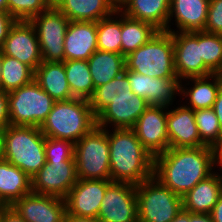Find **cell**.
<instances>
[{
    "label": "cell",
    "instance_id": "1",
    "mask_svg": "<svg viewBox=\"0 0 222 222\" xmlns=\"http://www.w3.org/2000/svg\"><path fill=\"white\" fill-rule=\"evenodd\" d=\"M214 149L209 146L169 148L154 157L153 176L183 197L215 171Z\"/></svg>",
    "mask_w": 222,
    "mask_h": 222
},
{
    "label": "cell",
    "instance_id": "2",
    "mask_svg": "<svg viewBox=\"0 0 222 222\" xmlns=\"http://www.w3.org/2000/svg\"><path fill=\"white\" fill-rule=\"evenodd\" d=\"M108 142L111 181L137 186L153 176L154 157L143 147L131 128L108 129Z\"/></svg>",
    "mask_w": 222,
    "mask_h": 222
},
{
    "label": "cell",
    "instance_id": "3",
    "mask_svg": "<svg viewBox=\"0 0 222 222\" xmlns=\"http://www.w3.org/2000/svg\"><path fill=\"white\" fill-rule=\"evenodd\" d=\"M95 126L96 116L89 101L73 98L55 101L40 130L45 137L70 140L75 144Z\"/></svg>",
    "mask_w": 222,
    "mask_h": 222
},
{
    "label": "cell",
    "instance_id": "4",
    "mask_svg": "<svg viewBox=\"0 0 222 222\" xmlns=\"http://www.w3.org/2000/svg\"><path fill=\"white\" fill-rule=\"evenodd\" d=\"M45 141L40 127L9 124L4 129L3 159L32 178L45 165Z\"/></svg>",
    "mask_w": 222,
    "mask_h": 222
},
{
    "label": "cell",
    "instance_id": "5",
    "mask_svg": "<svg viewBox=\"0 0 222 222\" xmlns=\"http://www.w3.org/2000/svg\"><path fill=\"white\" fill-rule=\"evenodd\" d=\"M127 70L154 78H178L174 67L172 34L158 31L147 43L125 57Z\"/></svg>",
    "mask_w": 222,
    "mask_h": 222
},
{
    "label": "cell",
    "instance_id": "6",
    "mask_svg": "<svg viewBox=\"0 0 222 222\" xmlns=\"http://www.w3.org/2000/svg\"><path fill=\"white\" fill-rule=\"evenodd\" d=\"M78 179L110 180L108 129L95 126L75 143Z\"/></svg>",
    "mask_w": 222,
    "mask_h": 222
},
{
    "label": "cell",
    "instance_id": "7",
    "mask_svg": "<svg viewBox=\"0 0 222 222\" xmlns=\"http://www.w3.org/2000/svg\"><path fill=\"white\" fill-rule=\"evenodd\" d=\"M7 94L10 125L40 127L55 102L35 80Z\"/></svg>",
    "mask_w": 222,
    "mask_h": 222
},
{
    "label": "cell",
    "instance_id": "8",
    "mask_svg": "<svg viewBox=\"0 0 222 222\" xmlns=\"http://www.w3.org/2000/svg\"><path fill=\"white\" fill-rule=\"evenodd\" d=\"M138 222H171L183 208L182 197L152 176L136 186Z\"/></svg>",
    "mask_w": 222,
    "mask_h": 222
},
{
    "label": "cell",
    "instance_id": "9",
    "mask_svg": "<svg viewBox=\"0 0 222 222\" xmlns=\"http://www.w3.org/2000/svg\"><path fill=\"white\" fill-rule=\"evenodd\" d=\"M42 61H64V38L70 20L55 6L33 17Z\"/></svg>",
    "mask_w": 222,
    "mask_h": 222
},
{
    "label": "cell",
    "instance_id": "10",
    "mask_svg": "<svg viewBox=\"0 0 222 222\" xmlns=\"http://www.w3.org/2000/svg\"><path fill=\"white\" fill-rule=\"evenodd\" d=\"M97 218L101 222H138L136 186L112 181L106 188Z\"/></svg>",
    "mask_w": 222,
    "mask_h": 222
},
{
    "label": "cell",
    "instance_id": "11",
    "mask_svg": "<svg viewBox=\"0 0 222 222\" xmlns=\"http://www.w3.org/2000/svg\"><path fill=\"white\" fill-rule=\"evenodd\" d=\"M174 44V67L181 81L214 74L201 57V31L170 32Z\"/></svg>",
    "mask_w": 222,
    "mask_h": 222
},
{
    "label": "cell",
    "instance_id": "12",
    "mask_svg": "<svg viewBox=\"0 0 222 222\" xmlns=\"http://www.w3.org/2000/svg\"><path fill=\"white\" fill-rule=\"evenodd\" d=\"M76 161H46L31 178L32 192L65 199L77 182Z\"/></svg>",
    "mask_w": 222,
    "mask_h": 222
},
{
    "label": "cell",
    "instance_id": "13",
    "mask_svg": "<svg viewBox=\"0 0 222 222\" xmlns=\"http://www.w3.org/2000/svg\"><path fill=\"white\" fill-rule=\"evenodd\" d=\"M131 129L153 157L169 149L166 106L150 105Z\"/></svg>",
    "mask_w": 222,
    "mask_h": 222
},
{
    "label": "cell",
    "instance_id": "14",
    "mask_svg": "<svg viewBox=\"0 0 222 222\" xmlns=\"http://www.w3.org/2000/svg\"><path fill=\"white\" fill-rule=\"evenodd\" d=\"M1 52L18 59L35 72L42 63V57L34 25L30 21L17 20L9 31Z\"/></svg>",
    "mask_w": 222,
    "mask_h": 222
},
{
    "label": "cell",
    "instance_id": "15",
    "mask_svg": "<svg viewBox=\"0 0 222 222\" xmlns=\"http://www.w3.org/2000/svg\"><path fill=\"white\" fill-rule=\"evenodd\" d=\"M134 94L145 98L149 105H173L176 96L180 93V80L178 78H154L136 73L125 68Z\"/></svg>",
    "mask_w": 222,
    "mask_h": 222
},
{
    "label": "cell",
    "instance_id": "16",
    "mask_svg": "<svg viewBox=\"0 0 222 222\" xmlns=\"http://www.w3.org/2000/svg\"><path fill=\"white\" fill-rule=\"evenodd\" d=\"M111 182L77 179L65 198L66 214L97 218L106 188Z\"/></svg>",
    "mask_w": 222,
    "mask_h": 222
},
{
    "label": "cell",
    "instance_id": "17",
    "mask_svg": "<svg viewBox=\"0 0 222 222\" xmlns=\"http://www.w3.org/2000/svg\"><path fill=\"white\" fill-rule=\"evenodd\" d=\"M150 105L145 98L134 96H120L111 100L96 116V126L104 129L132 128L138 118Z\"/></svg>",
    "mask_w": 222,
    "mask_h": 222
},
{
    "label": "cell",
    "instance_id": "18",
    "mask_svg": "<svg viewBox=\"0 0 222 222\" xmlns=\"http://www.w3.org/2000/svg\"><path fill=\"white\" fill-rule=\"evenodd\" d=\"M26 222H64L65 199L31 192L12 205Z\"/></svg>",
    "mask_w": 222,
    "mask_h": 222
},
{
    "label": "cell",
    "instance_id": "19",
    "mask_svg": "<svg viewBox=\"0 0 222 222\" xmlns=\"http://www.w3.org/2000/svg\"><path fill=\"white\" fill-rule=\"evenodd\" d=\"M178 104L167 107V135L169 148H188L206 146L200 139L194 110ZM170 109V110H169Z\"/></svg>",
    "mask_w": 222,
    "mask_h": 222
},
{
    "label": "cell",
    "instance_id": "20",
    "mask_svg": "<svg viewBox=\"0 0 222 222\" xmlns=\"http://www.w3.org/2000/svg\"><path fill=\"white\" fill-rule=\"evenodd\" d=\"M209 3L210 0H170L167 32L204 31ZM171 23L177 28L172 29Z\"/></svg>",
    "mask_w": 222,
    "mask_h": 222
},
{
    "label": "cell",
    "instance_id": "21",
    "mask_svg": "<svg viewBox=\"0 0 222 222\" xmlns=\"http://www.w3.org/2000/svg\"><path fill=\"white\" fill-rule=\"evenodd\" d=\"M97 49V22L70 21L64 38V60H88Z\"/></svg>",
    "mask_w": 222,
    "mask_h": 222
},
{
    "label": "cell",
    "instance_id": "22",
    "mask_svg": "<svg viewBox=\"0 0 222 222\" xmlns=\"http://www.w3.org/2000/svg\"><path fill=\"white\" fill-rule=\"evenodd\" d=\"M221 84L222 80L217 74H211L204 77L186 78L180 81L179 96L183 99L186 98V103L183 102V105L194 111L213 108ZM186 85L192 86L187 87Z\"/></svg>",
    "mask_w": 222,
    "mask_h": 222
},
{
    "label": "cell",
    "instance_id": "23",
    "mask_svg": "<svg viewBox=\"0 0 222 222\" xmlns=\"http://www.w3.org/2000/svg\"><path fill=\"white\" fill-rule=\"evenodd\" d=\"M118 9L130 18L150 23L159 31H167L170 0H124Z\"/></svg>",
    "mask_w": 222,
    "mask_h": 222
},
{
    "label": "cell",
    "instance_id": "24",
    "mask_svg": "<svg viewBox=\"0 0 222 222\" xmlns=\"http://www.w3.org/2000/svg\"><path fill=\"white\" fill-rule=\"evenodd\" d=\"M221 195L222 179L214 172L182 197L183 209L191 213L210 214Z\"/></svg>",
    "mask_w": 222,
    "mask_h": 222
},
{
    "label": "cell",
    "instance_id": "25",
    "mask_svg": "<svg viewBox=\"0 0 222 222\" xmlns=\"http://www.w3.org/2000/svg\"><path fill=\"white\" fill-rule=\"evenodd\" d=\"M70 21L98 22L117 9L112 0H60L55 6Z\"/></svg>",
    "mask_w": 222,
    "mask_h": 222
},
{
    "label": "cell",
    "instance_id": "26",
    "mask_svg": "<svg viewBox=\"0 0 222 222\" xmlns=\"http://www.w3.org/2000/svg\"><path fill=\"white\" fill-rule=\"evenodd\" d=\"M31 192V178L15 165L0 160V206H12Z\"/></svg>",
    "mask_w": 222,
    "mask_h": 222
},
{
    "label": "cell",
    "instance_id": "27",
    "mask_svg": "<svg viewBox=\"0 0 222 222\" xmlns=\"http://www.w3.org/2000/svg\"><path fill=\"white\" fill-rule=\"evenodd\" d=\"M34 80L55 101L73 99L63 62H45L36 68Z\"/></svg>",
    "mask_w": 222,
    "mask_h": 222
},
{
    "label": "cell",
    "instance_id": "28",
    "mask_svg": "<svg viewBox=\"0 0 222 222\" xmlns=\"http://www.w3.org/2000/svg\"><path fill=\"white\" fill-rule=\"evenodd\" d=\"M88 65L94 88L108 83L125 71V56L108 51L96 50L89 58Z\"/></svg>",
    "mask_w": 222,
    "mask_h": 222
},
{
    "label": "cell",
    "instance_id": "29",
    "mask_svg": "<svg viewBox=\"0 0 222 222\" xmlns=\"http://www.w3.org/2000/svg\"><path fill=\"white\" fill-rule=\"evenodd\" d=\"M158 31L152 24L130 18L121 12V54L126 57L147 43Z\"/></svg>",
    "mask_w": 222,
    "mask_h": 222
},
{
    "label": "cell",
    "instance_id": "30",
    "mask_svg": "<svg viewBox=\"0 0 222 222\" xmlns=\"http://www.w3.org/2000/svg\"><path fill=\"white\" fill-rule=\"evenodd\" d=\"M63 63L73 97L89 100L95 88L88 60H64Z\"/></svg>",
    "mask_w": 222,
    "mask_h": 222
},
{
    "label": "cell",
    "instance_id": "31",
    "mask_svg": "<svg viewBox=\"0 0 222 222\" xmlns=\"http://www.w3.org/2000/svg\"><path fill=\"white\" fill-rule=\"evenodd\" d=\"M134 95L128 76L123 72L108 83L96 87L88 101L93 114L97 116L115 97Z\"/></svg>",
    "mask_w": 222,
    "mask_h": 222
},
{
    "label": "cell",
    "instance_id": "32",
    "mask_svg": "<svg viewBox=\"0 0 222 222\" xmlns=\"http://www.w3.org/2000/svg\"><path fill=\"white\" fill-rule=\"evenodd\" d=\"M35 72L16 58L2 54L1 89L9 93L34 80Z\"/></svg>",
    "mask_w": 222,
    "mask_h": 222
},
{
    "label": "cell",
    "instance_id": "33",
    "mask_svg": "<svg viewBox=\"0 0 222 222\" xmlns=\"http://www.w3.org/2000/svg\"><path fill=\"white\" fill-rule=\"evenodd\" d=\"M97 49L121 54V11L97 22Z\"/></svg>",
    "mask_w": 222,
    "mask_h": 222
},
{
    "label": "cell",
    "instance_id": "34",
    "mask_svg": "<svg viewBox=\"0 0 222 222\" xmlns=\"http://www.w3.org/2000/svg\"><path fill=\"white\" fill-rule=\"evenodd\" d=\"M195 121L201 141L214 148L222 143V130L213 108L194 111Z\"/></svg>",
    "mask_w": 222,
    "mask_h": 222
},
{
    "label": "cell",
    "instance_id": "35",
    "mask_svg": "<svg viewBox=\"0 0 222 222\" xmlns=\"http://www.w3.org/2000/svg\"><path fill=\"white\" fill-rule=\"evenodd\" d=\"M201 57L204 64L217 74L222 67V35L201 31Z\"/></svg>",
    "mask_w": 222,
    "mask_h": 222
},
{
    "label": "cell",
    "instance_id": "36",
    "mask_svg": "<svg viewBox=\"0 0 222 222\" xmlns=\"http://www.w3.org/2000/svg\"><path fill=\"white\" fill-rule=\"evenodd\" d=\"M49 7L45 0H7V12L16 20L30 21Z\"/></svg>",
    "mask_w": 222,
    "mask_h": 222
},
{
    "label": "cell",
    "instance_id": "37",
    "mask_svg": "<svg viewBox=\"0 0 222 222\" xmlns=\"http://www.w3.org/2000/svg\"><path fill=\"white\" fill-rule=\"evenodd\" d=\"M45 154L46 161L64 162L75 159V144L70 140L46 137Z\"/></svg>",
    "mask_w": 222,
    "mask_h": 222
},
{
    "label": "cell",
    "instance_id": "38",
    "mask_svg": "<svg viewBox=\"0 0 222 222\" xmlns=\"http://www.w3.org/2000/svg\"><path fill=\"white\" fill-rule=\"evenodd\" d=\"M204 31L222 35V0H210Z\"/></svg>",
    "mask_w": 222,
    "mask_h": 222
},
{
    "label": "cell",
    "instance_id": "39",
    "mask_svg": "<svg viewBox=\"0 0 222 222\" xmlns=\"http://www.w3.org/2000/svg\"><path fill=\"white\" fill-rule=\"evenodd\" d=\"M17 20L7 11H0V50L2 49L9 31Z\"/></svg>",
    "mask_w": 222,
    "mask_h": 222
},
{
    "label": "cell",
    "instance_id": "40",
    "mask_svg": "<svg viewBox=\"0 0 222 222\" xmlns=\"http://www.w3.org/2000/svg\"><path fill=\"white\" fill-rule=\"evenodd\" d=\"M1 222H26L13 206H0Z\"/></svg>",
    "mask_w": 222,
    "mask_h": 222
},
{
    "label": "cell",
    "instance_id": "41",
    "mask_svg": "<svg viewBox=\"0 0 222 222\" xmlns=\"http://www.w3.org/2000/svg\"><path fill=\"white\" fill-rule=\"evenodd\" d=\"M8 125V94L0 89V129H5Z\"/></svg>",
    "mask_w": 222,
    "mask_h": 222
},
{
    "label": "cell",
    "instance_id": "42",
    "mask_svg": "<svg viewBox=\"0 0 222 222\" xmlns=\"http://www.w3.org/2000/svg\"><path fill=\"white\" fill-rule=\"evenodd\" d=\"M213 110L218 118L220 128L222 130V84L219 87L216 100L213 105Z\"/></svg>",
    "mask_w": 222,
    "mask_h": 222
},
{
    "label": "cell",
    "instance_id": "43",
    "mask_svg": "<svg viewBox=\"0 0 222 222\" xmlns=\"http://www.w3.org/2000/svg\"><path fill=\"white\" fill-rule=\"evenodd\" d=\"M213 149H214V166L215 168L216 167L219 168L217 170L215 169L214 171H216L217 175L222 179V143L216 145ZM217 171H220L221 173Z\"/></svg>",
    "mask_w": 222,
    "mask_h": 222
},
{
    "label": "cell",
    "instance_id": "44",
    "mask_svg": "<svg viewBox=\"0 0 222 222\" xmlns=\"http://www.w3.org/2000/svg\"><path fill=\"white\" fill-rule=\"evenodd\" d=\"M210 215L213 222H222V195L215 203Z\"/></svg>",
    "mask_w": 222,
    "mask_h": 222
},
{
    "label": "cell",
    "instance_id": "45",
    "mask_svg": "<svg viewBox=\"0 0 222 222\" xmlns=\"http://www.w3.org/2000/svg\"><path fill=\"white\" fill-rule=\"evenodd\" d=\"M64 222H101L98 218L81 217L71 214H66Z\"/></svg>",
    "mask_w": 222,
    "mask_h": 222
},
{
    "label": "cell",
    "instance_id": "46",
    "mask_svg": "<svg viewBox=\"0 0 222 222\" xmlns=\"http://www.w3.org/2000/svg\"><path fill=\"white\" fill-rule=\"evenodd\" d=\"M189 222H213L210 214L189 212Z\"/></svg>",
    "mask_w": 222,
    "mask_h": 222
},
{
    "label": "cell",
    "instance_id": "47",
    "mask_svg": "<svg viewBox=\"0 0 222 222\" xmlns=\"http://www.w3.org/2000/svg\"><path fill=\"white\" fill-rule=\"evenodd\" d=\"M171 222H189V211L182 208Z\"/></svg>",
    "mask_w": 222,
    "mask_h": 222
},
{
    "label": "cell",
    "instance_id": "48",
    "mask_svg": "<svg viewBox=\"0 0 222 222\" xmlns=\"http://www.w3.org/2000/svg\"><path fill=\"white\" fill-rule=\"evenodd\" d=\"M4 151V129H0V160L3 159Z\"/></svg>",
    "mask_w": 222,
    "mask_h": 222
},
{
    "label": "cell",
    "instance_id": "49",
    "mask_svg": "<svg viewBox=\"0 0 222 222\" xmlns=\"http://www.w3.org/2000/svg\"><path fill=\"white\" fill-rule=\"evenodd\" d=\"M0 11H7V0H0Z\"/></svg>",
    "mask_w": 222,
    "mask_h": 222
},
{
    "label": "cell",
    "instance_id": "50",
    "mask_svg": "<svg viewBox=\"0 0 222 222\" xmlns=\"http://www.w3.org/2000/svg\"><path fill=\"white\" fill-rule=\"evenodd\" d=\"M49 6H56L60 0H45Z\"/></svg>",
    "mask_w": 222,
    "mask_h": 222
},
{
    "label": "cell",
    "instance_id": "51",
    "mask_svg": "<svg viewBox=\"0 0 222 222\" xmlns=\"http://www.w3.org/2000/svg\"><path fill=\"white\" fill-rule=\"evenodd\" d=\"M1 76H2V52L0 50V89H1Z\"/></svg>",
    "mask_w": 222,
    "mask_h": 222
},
{
    "label": "cell",
    "instance_id": "52",
    "mask_svg": "<svg viewBox=\"0 0 222 222\" xmlns=\"http://www.w3.org/2000/svg\"><path fill=\"white\" fill-rule=\"evenodd\" d=\"M116 5L117 7L120 6V4L124 1V0H112Z\"/></svg>",
    "mask_w": 222,
    "mask_h": 222
},
{
    "label": "cell",
    "instance_id": "53",
    "mask_svg": "<svg viewBox=\"0 0 222 222\" xmlns=\"http://www.w3.org/2000/svg\"><path fill=\"white\" fill-rule=\"evenodd\" d=\"M218 77L222 80V67L217 73Z\"/></svg>",
    "mask_w": 222,
    "mask_h": 222
}]
</instances>
